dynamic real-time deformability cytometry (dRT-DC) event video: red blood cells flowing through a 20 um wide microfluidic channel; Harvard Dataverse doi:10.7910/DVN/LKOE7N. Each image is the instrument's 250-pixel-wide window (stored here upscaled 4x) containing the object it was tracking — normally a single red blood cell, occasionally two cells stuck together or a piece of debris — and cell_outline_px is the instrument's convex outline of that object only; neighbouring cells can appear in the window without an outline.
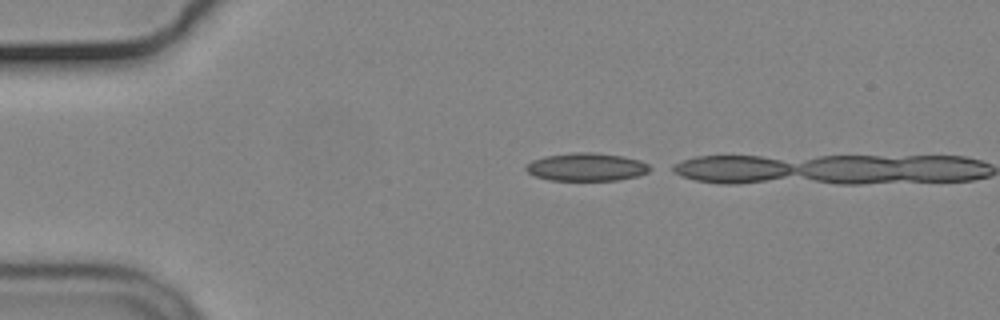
{"species": "common noctule bat (a hibernating species)", "species_latin": "Nyctalus noctula", "temperature_condition": "cold", "stored_images_in_passage": 4, "camera_frame_rate_fps": 3000, "um_per_image_px": 0.085, "animal": {"sex": "male", "body_mass_g": 19.2, "forearm_length_mm": 51.8}, "frame": {"image": 1, "passage_image": 1, "time_ms": 0.0, "image_size_px": [1000, 320], "cell_outline_px": [[648, 172], [636, 176], [616, 180], [548, 180], [532, 176], [524, 168], [532, 160], [544, 156], [572, 152], [596, 152], [624, 156], [640, 160], [648, 164]], "centroid_in_image_um": [49.8, 14.18], "position_along_channel_um": 35.2, "area_um2": 20.29}}